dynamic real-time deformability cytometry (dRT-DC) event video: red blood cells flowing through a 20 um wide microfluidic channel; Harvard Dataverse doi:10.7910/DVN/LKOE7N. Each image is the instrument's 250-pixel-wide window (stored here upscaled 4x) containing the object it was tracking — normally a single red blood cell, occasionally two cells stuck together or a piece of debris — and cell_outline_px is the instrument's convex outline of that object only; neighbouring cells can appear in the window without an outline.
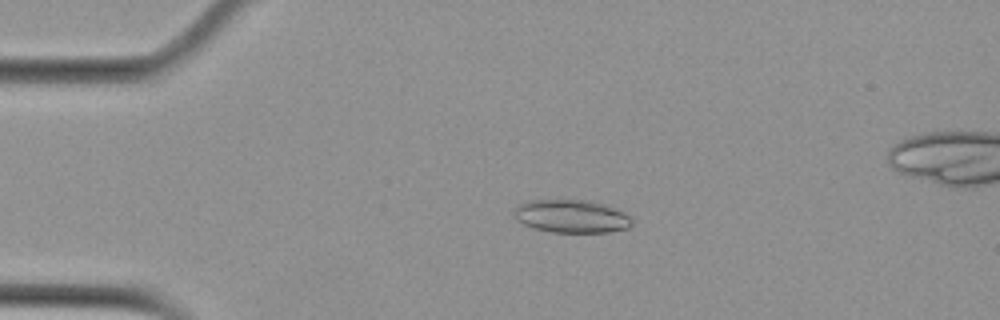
{"species": "Egyptian fruit bat (a non-hibernating species)", "species_latin": "Rousettus aegyptiacus", "temperature_condition": "cold", "stored_images_in_passage": 54, "camera_frame_rate_fps": 3000, "um_per_image_px": 0.085, "animal": {"sex": "female"}, "frame": {"image": 1, "passage_image": 12, "time_ms": 3.667, "image_size_px": [1000, 320], "cell_outline_px": [[632, 224], [628, 228], [608, 232], [552, 232], [532, 228], [516, 220], [512, 216], [512, 212], [516, 204], [524, 200], [588, 200], [604, 204], [624, 212], [632, 220]], "centroid_in_image_um": [48.49, 18.37], "position_along_channel_um": 36.5, "area_um2": 23.0}}
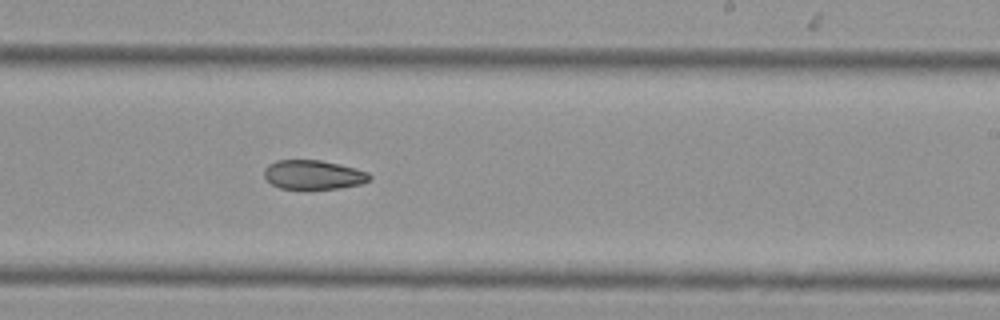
{"frame": {"image": 2, "passage_image": 33, "time_ms": 10.667, "image_size_px": [1000, 320], "cell_outline_px": [[372, 180], [360, 184], [340, 188], [280, 188], [272, 184], [264, 176], [264, 168], [268, 164], [276, 160], [320, 160], [340, 164], [368, 172], [372, 176]], "centroid_in_image_um": [26.65, 14.84], "position_along_channel_um": 262.4, "area_um2": 17.86}}
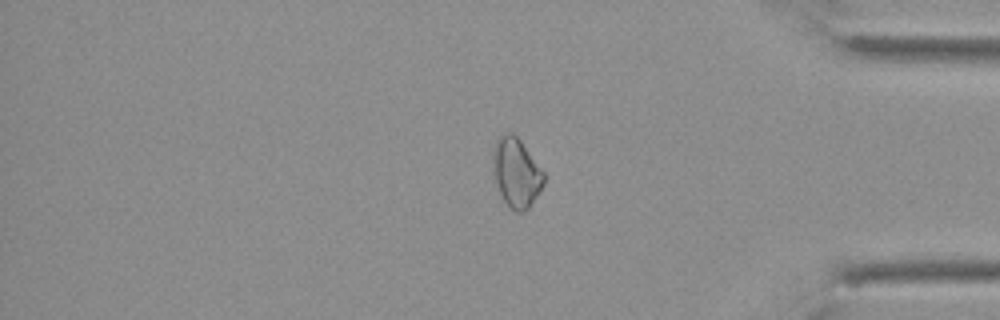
{"frame": {"image": 3, "passage_image": 45, "time_ms": 14.667, "image_size_px": [1000, 320], "cell_outline_px": [[544, 184], [528, 208], [524, 212], [516, 212], [504, 200], [500, 192], [492, 172], [492, 148], [496, 140], [504, 132], [512, 132], [520, 140], [544, 172]], "centroid_in_image_um": [43.85, 14.64], "position_along_channel_um": 391.3, "area_um2": 20.46}}